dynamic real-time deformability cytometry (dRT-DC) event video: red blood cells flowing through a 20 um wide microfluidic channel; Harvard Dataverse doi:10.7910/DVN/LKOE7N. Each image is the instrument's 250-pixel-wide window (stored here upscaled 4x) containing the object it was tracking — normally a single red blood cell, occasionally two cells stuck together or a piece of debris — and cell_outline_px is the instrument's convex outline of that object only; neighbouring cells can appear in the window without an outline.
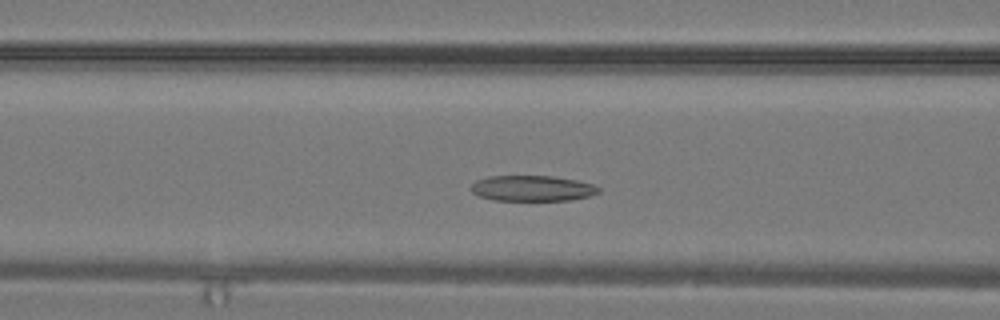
{"species": "common noctule bat (a hibernating species)", "species_latin": "Nyctalus noctula", "temperature_condition": "warm", "stored_images_in_passage": 10, "camera_frame_rate_fps": 3000, "um_per_image_px": 0.085, "animal": {"sex": "male", "body_mass_g": 19.2, "forearm_length_mm": 51.8}, "frame": {"image": 1, "passage_image": 5, "time_ms": 1.333, "image_size_px": [1000, 320], "cell_outline_px": [[600, 192], [588, 196], [572, 200], [492, 200], [480, 196], [472, 192], [468, 188], [476, 180], [488, 176], [552, 176], [576, 180], [592, 184], [600, 188]], "centroid_in_image_um": [45.21, 16.0], "position_along_channel_um": 121.4, "area_um2": 19.07}}
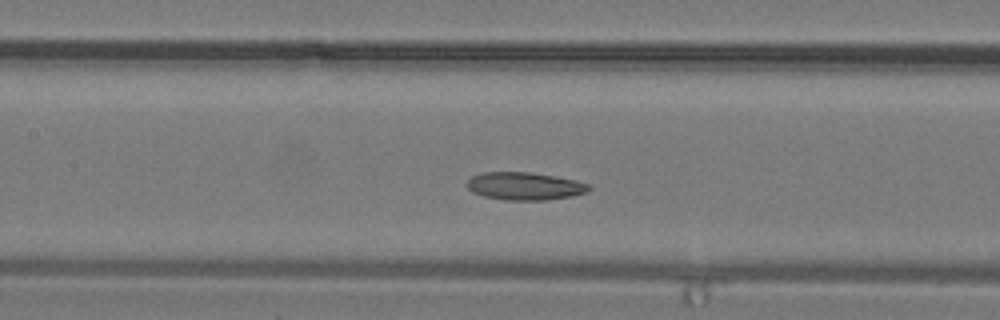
{"frame": {"image": 2, "passage_image": 7, "time_ms": 2.0, "image_size_px": [1000, 320], "cell_outline_px": [[592, 188], [588, 192], [572, 196], [544, 200], [508, 200], [484, 196], [472, 192], [468, 188], [468, 180], [472, 176], [484, 172], [528, 172], [576, 180], [592, 184]], "centroid_in_image_um": [44.65, 15.82], "position_along_channel_um": 162.8, "area_um2": 19.65}}
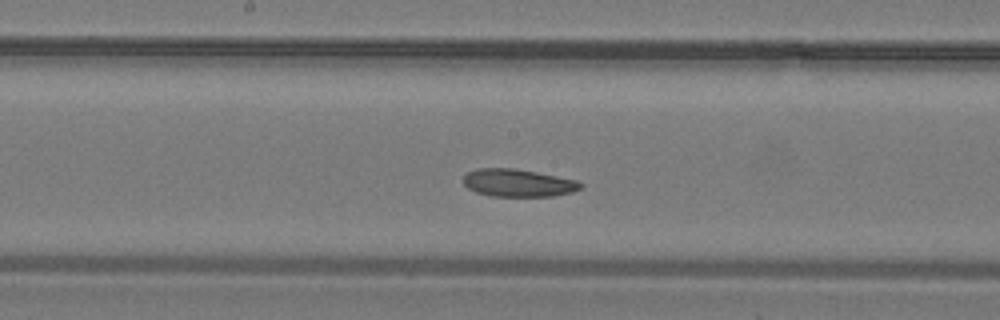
{"frame": {"image": 3, "passage_image": 9, "time_ms": 2.667, "image_size_px": [1000, 320], "cell_outline_px": [[584, 184], [580, 188], [572, 192], [552, 196], [488, 196], [476, 192], [468, 188], [464, 184], [464, 176], [468, 172], [476, 168], [516, 168], [576, 180]], "centroid_in_image_um": [44.01, 15.54], "position_along_channel_um": 204.2, "area_um2": 18.84}}